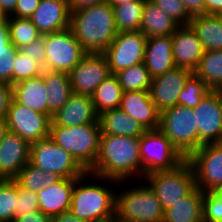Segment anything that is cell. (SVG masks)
Segmentation results:
<instances>
[{"instance_id":"obj_34","label":"cell","mask_w":222,"mask_h":222,"mask_svg":"<svg viewBox=\"0 0 222 222\" xmlns=\"http://www.w3.org/2000/svg\"><path fill=\"white\" fill-rule=\"evenodd\" d=\"M123 92L149 91L152 78L144 63H139L116 73Z\"/></svg>"},{"instance_id":"obj_50","label":"cell","mask_w":222,"mask_h":222,"mask_svg":"<svg viewBox=\"0 0 222 222\" xmlns=\"http://www.w3.org/2000/svg\"><path fill=\"white\" fill-rule=\"evenodd\" d=\"M52 222H88L74 216L70 211L55 215L52 217Z\"/></svg>"},{"instance_id":"obj_48","label":"cell","mask_w":222,"mask_h":222,"mask_svg":"<svg viewBox=\"0 0 222 222\" xmlns=\"http://www.w3.org/2000/svg\"><path fill=\"white\" fill-rule=\"evenodd\" d=\"M105 1L106 0H67L70 11H75L86 6H92Z\"/></svg>"},{"instance_id":"obj_39","label":"cell","mask_w":222,"mask_h":222,"mask_svg":"<svg viewBox=\"0 0 222 222\" xmlns=\"http://www.w3.org/2000/svg\"><path fill=\"white\" fill-rule=\"evenodd\" d=\"M43 72L44 68L41 65L18 50L13 66V84L41 76Z\"/></svg>"},{"instance_id":"obj_23","label":"cell","mask_w":222,"mask_h":222,"mask_svg":"<svg viewBox=\"0 0 222 222\" xmlns=\"http://www.w3.org/2000/svg\"><path fill=\"white\" fill-rule=\"evenodd\" d=\"M143 63L152 79L174 69L176 66L172 54V37L147 38Z\"/></svg>"},{"instance_id":"obj_55","label":"cell","mask_w":222,"mask_h":222,"mask_svg":"<svg viewBox=\"0 0 222 222\" xmlns=\"http://www.w3.org/2000/svg\"><path fill=\"white\" fill-rule=\"evenodd\" d=\"M216 16L218 17V19H219V21H220V23L222 25V12L216 14Z\"/></svg>"},{"instance_id":"obj_25","label":"cell","mask_w":222,"mask_h":222,"mask_svg":"<svg viewBox=\"0 0 222 222\" xmlns=\"http://www.w3.org/2000/svg\"><path fill=\"white\" fill-rule=\"evenodd\" d=\"M13 99L20 105L48 115L46 87L42 76L25 79L15 83Z\"/></svg>"},{"instance_id":"obj_53","label":"cell","mask_w":222,"mask_h":222,"mask_svg":"<svg viewBox=\"0 0 222 222\" xmlns=\"http://www.w3.org/2000/svg\"><path fill=\"white\" fill-rule=\"evenodd\" d=\"M131 1H135V0H106V2L112 7L118 6V5H121V4H124V3H128V2H131Z\"/></svg>"},{"instance_id":"obj_38","label":"cell","mask_w":222,"mask_h":222,"mask_svg":"<svg viewBox=\"0 0 222 222\" xmlns=\"http://www.w3.org/2000/svg\"><path fill=\"white\" fill-rule=\"evenodd\" d=\"M17 183L13 179H0V222H12L15 218Z\"/></svg>"},{"instance_id":"obj_24","label":"cell","mask_w":222,"mask_h":222,"mask_svg":"<svg viewBox=\"0 0 222 222\" xmlns=\"http://www.w3.org/2000/svg\"><path fill=\"white\" fill-rule=\"evenodd\" d=\"M101 134L140 138L146 131L141 124L121 108L98 115Z\"/></svg>"},{"instance_id":"obj_2","label":"cell","mask_w":222,"mask_h":222,"mask_svg":"<svg viewBox=\"0 0 222 222\" xmlns=\"http://www.w3.org/2000/svg\"><path fill=\"white\" fill-rule=\"evenodd\" d=\"M69 28L86 53H103L118 33L106 1L71 11Z\"/></svg>"},{"instance_id":"obj_9","label":"cell","mask_w":222,"mask_h":222,"mask_svg":"<svg viewBox=\"0 0 222 222\" xmlns=\"http://www.w3.org/2000/svg\"><path fill=\"white\" fill-rule=\"evenodd\" d=\"M29 162L43 171L54 172L61 178H79L87 173L70 153L50 137L30 144Z\"/></svg>"},{"instance_id":"obj_7","label":"cell","mask_w":222,"mask_h":222,"mask_svg":"<svg viewBox=\"0 0 222 222\" xmlns=\"http://www.w3.org/2000/svg\"><path fill=\"white\" fill-rule=\"evenodd\" d=\"M146 182L156 193L164 211L187 196L195 186V174L186 159L172 170L155 171L144 176Z\"/></svg>"},{"instance_id":"obj_15","label":"cell","mask_w":222,"mask_h":222,"mask_svg":"<svg viewBox=\"0 0 222 222\" xmlns=\"http://www.w3.org/2000/svg\"><path fill=\"white\" fill-rule=\"evenodd\" d=\"M198 126V148L222 142V92L212 90L193 108Z\"/></svg>"},{"instance_id":"obj_17","label":"cell","mask_w":222,"mask_h":222,"mask_svg":"<svg viewBox=\"0 0 222 222\" xmlns=\"http://www.w3.org/2000/svg\"><path fill=\"white\" fill-rule=\"evenodd\" d=\"M30 160V144L9 132L0 144V179H14Z\"/></svg>"},{"instance_id":"obj_11","label":"cell","mask_w":222,"mask_h":222,"mask_svg":"<svg viewBox=\"0 0 222 222\" xmlns=\"http://www.w3.org/2000/svg\"><path fill=\"white\" fill-rule=\"evenodd\" d=\"M187 160L195 174V186L202 192L222 187V142L202 145Z\"/></svg>"},{"instance_id":"obj_46","label":"cell","mask_w":222,"mask_h":222,"mask_svg":"<svg viewBox=\"0 0 222 222\" xmlns=\"http://www.w3.org/2000/svg\"><path fill=\"white\" fill-rule=\"evenodd\" d=\"M191 17L205 15V0H180Z\"/></svg>"},{"instance_id":"obj_40","label":"cell","mask_w":222,"mask_h":222,"mask_svg":"<svg viewBox=\"0 0 222 222\" xmlns=\"http://www.w3.org/2000/svg\"><path fill=\"white\" fill-rule=\"evenodd\" d=\"M202 221L222 222V187L213 192H204Z\"/></svg>"},{"instance_id":"obj_1","label":"cell","mask_w":222,"mask_h":222,"mask_svg":"<svg viewBox=\"0 0 222 222\" xmlns=\"http://www.w3.org/2000/svg\"><path fill=\"white\" fill-rule=\"evenodd\" d=\"M140 138L101 134L99 152L94 165L87 171L96 182L123 183L136 175L142 176ZM92 176V177H91Z\"/></svg>"},{"instance_id":"obj_51","label":"cell","mask_w":222,"mask_h":222,"mask_svg":"<svg viewBox=\"0 0 222 222\" xmlns=\"http://www.w3.org/2000/svg\"><path fill=\"white\" fill-rule=\"evenodd\" d=\"M18 0H0V9L8 16L14 11Z\"/></svg>"},{"instance_id":"obj_4","label":"cell","mask_w":222,"mask_h":222,"mask_svg":"<svg viewBox=\"0 0 222 222\" xmlns=\"http://www.w3.org/2000/svg\"><path fill=\"white\" fill-rule=\"evenodd\" d=\"M99 121L78 126L50 125V138L88 171L95 163L100 144Z\"/></svg>"},{"instance_id":"obj_8","label":"cell","mask_w":222,"mask_h":222,"mask_svg":"<svg viewBox=\"0 0 222 222\" xmlns=\"http://www.w3.org/2000/svg\"><path fill=\"white\" fill-rule=\"evenodd\" d=\"M139 147L143 179L155 171L177 168L186 160L158 128L146 130L140 137Z\"/></svg>"},{"instance_id":"obj_3","label":"cell","mask_w":222,"mask_h":222,"mask_svg":"<svg viewBox=\"0 0 222 222\" xmlns=\"http://www.w3.org/2000/svg\"><path fill=\"white\" fill-rule=\"evenodd\" d=\"M87 177L88 172L74 183L70 212L77 218L88 222H113L116 191L109 189L107 184V187L96 182L85 184L84 180Z\"/></svg>"},{"instance_id":"obj_20","label":"cell","mask_w":222,"mask_h":222,"mask_svg":"<svg viewBox=\"0 0 222 222\" xmlns=\"http://www.w3.org/2000/svg\"><path fill=\"white\" fill-rule=\"evenodd\" d=\"M51 119L50 125L71 127L95 123L98 114L90 96L73 93Z\"/></svg>"},{"instance_id":"obj_26","label":"cell","mask_w":222,"mask_h":222,"mask_svg":"<svg viewBox=\"0 0 222 222\" xmlns=\"http://www.w3.org/2000/svg\"><path fill=\"white\" fill-rule=\"evenodd\" d=\"M179 27L180 25L158 6L150 0L145 1L140 31L147 38L172 36Z\"/></svg>"},{"instance_id":"obj_37","label":"cell","mask_w":222,"mask_h":222,"mask_svg":"<svg viewBox=\"0 0 222 222\" xmlns=\"http://www.w3.org/2000/svg\"><path fill=\"white\" fill-rule=\"evenodd\" d=\"M212 90L198 76L192 73L186 80L182 89L178 105L188 108H195L203 98Z\"/></svg>"},{"instance_id":"obj_10","label":"cell","mask_w":222,"mask_h":222,"mask_svg":"<svg viewBox=\"0 0 222 222\" xmlns=\"http://www.w3.org/2000/svg\"><path fill=\"white\" fill-rule=\"evenodd\" d=\"M44 41L46 71L69 73L86 54L70 28L45 34Z\"/></svg>"},{"instance_id":"obj_33","label":"cell","mask_w":222,"mask_h":222,"mask_svg":"<svg viewBox=\"0 0 222 222\" xmlns=\"http://www.w3.org/2000/svg\"><path fill=\"white\" fill-rule=\"evenodd\" d=\"M145 1L135 0L113 7L118 32L140 30Z\"/></svg>"},{"instance_id":"obj_14","label":"cell","mask_w":222,"mask_h":222,"mask_svg":"<svg viewBox=\"0 0 222 222\" xmlns=\"http://www.w3.org/2000/svg\"><path fill=\"white\" fill-rule=\"evenodd\" d=\"M68 74L72 92L91 97L111 73L103 53H86Z\"/></svg>"},{"instance_id":"obj_6","label":"cell","mask_w":222,"mask_h":222,"mask_svg":"<svg viewBox=\"0 0 222 222\" xmlns=\"http://www.w3.org/2000/svg\"><path fill=\"white\" fill-rule=\"evenodd\" d=\"M158 129L186 159L198 149V126L192 108L176 105L163 110Z\"/></svg>"},{"instance_id":"obj_35","label":"cell","mask_w":222,"mask_h":222,"mask_svg":"<svg viewBox=\"0 0 222 222\" xmlns=\"http://www.w3.org/2000/svg\"><path fill=\"white\" fill-rule=\"evenodd\" d=\"M10 42L18 49L35 41L42 34L29 18L8 16Z\"/></svg>"},{"instance_id":"obj_45","label":"cell","mask_w":222,"mask_h":222,"mask_svg":"<svg viewBox=\"0 0 222 222\" xmlns=\"http://www.w3.org/2000/svg\"><path fill=\"white\" fill-rule=\"evenodd\" d=\"M40 0H18L14 11L9 15L18 18H30Z\"/></svg>"},{"instance_id":"obj_28","label":"cell","mask_w":222,"mask_h":222,"mask_svg":"<svg viewBox=\"0 0 222 222\" xmlns=\"http://www.w3.org/2000/svg\"><path fill=\"white\" fill-rule=\"evenodd\" d=\"M204 192L195 187L187 196L164 211L163 222H203Z\"/></svg>"},{"instance_id":"obj_29","label":"cell","mask_w":222,"mask_h":222,"mask_svg":"<svg viewBox=\"0 0 222 222\" xmlns=\"http://www.w3.org/2000/svg\"><path fill=\"white\" fill-rule=\"evenodd\" d=\"M189 26L196 33L204 51L222 50V25L216 15L194 16Z\"/></svg>"},{"instance_id":"obj_5","label":"cell","mask_w":222,"mask_h":222,"mask_svg":"<svg viewBox=\"0 0 222 222\" xmlns=\"http://www.w3.org/2000/svg\"><path fill=\"white\" fill-rule=\"evenodd\" d=\"M163 218L164 209L148 183L116 194L114 221L163 222Z\"/></svg>"},{"instance_id":"obj_52","label":"cell","mask_w":222,"mask_h":222,"mask_svg":"<svg viewBox=\"0 0 222 222\" xmlns=\"http://www.w3.org/2000/svg\"><path fill=\"white\" fill-rule=\"evenodd\" d=\"M8 127L5 119H0V144L4 140L5 135L8 133Z\"/></svg>"},{"instance_id":"obj_36","label":"cell","mask_w":222,"mask_h":222,"mask_svg":"<svg viewBox=\"0 0 222 222\" xmlns=\"http://www.w3.org/2000/svg\"><path fill=\"white\" fill-rule=\"evenodd\" d=\"M10 42L9 26L0 25V80L13 85V66L18 52Z\"/></svg>"},{"instance_id":"obj_47","label":"cell","mask_w":222,"mask_h":222,"mask_svg":"<svg viewBox=\"0 0 222 222\" xmlns=\"http://www.w3.org/2000/svg\"><path fill=\"white\" fill-rule=\"evenodd\" d=\"M12 222H52V217L40 210L30 212L28 215L15 217Z\"/></svg>"},{"instance_id":"obj_43","label":"cell","mask_w":222,"mask_h":222,"mask_svg":"<svg viewBox=\"0 0 222 222\" xmlns=\"http://www.w3.org/2000/svg\"><path fill=\"white\" fill-rule=\"evenodd\" d=\"M46 46L44 41V35L31 42L30 44L23 46L19 49L24 55L33 58L39 65H41L45 70L46 61Z\"/></svg>"},{"instance_id":"obj_54","label":"cell","mask_w":222,"mask_h":222,"mask_svg":"<svg viewBox=\"0 0 222 222\" xmlns=\"http://www.w3.org/2000/svg\"><path fill=\"white\" fill-rule=\"evenodd\" d=\"M8 15L0 9V25H7Z\"/></svg>"},{"instance_id":"obj_18","label":"cell","mask_w":222,"mask_h":222,"mask_svg":"<svg viewBox=\"0 0 222 222\" xmlns=\"http://www.w3.org/2000/svg\"><path fill=\"white\" fill-rule=\"evenodd\" d=\"M70 13L67 0H40L29 19L45 35L69 28Z\"/></svg>"},{"instance_id":"obj_42","label":"cell","mask_w":222,"mask_h":222,"mask_svg":"<svg viewBox=\"0 0 222 222\" xmlns=\"http://www.w3.org/2000/svg\"><path fill=\"white\" fill-rule=\"evenodd\" d=\"M39 210V199L37 193L21 188L17 184V202L15 209V217L28 215L30 212Z\"/></svg>"},{"instance_id":"obj_41","label":"cell","mask_w":222,"mask_h":222,"mask_svg":"<svg viewBox=\"0 0 222 222\" xmlns=\"http://www.w3.org/2000/svg\"><path fill=\"white\" fill-rule=\"evenodd\" d=\"M180 26H188L192 17L180 0H150Z\"/></svg>"},{"instance_id":"obj_49","label":"cell","mask_w":222,"mask_h":222,"mask_svg":"<svg viewBox=\"0 0 222 222\" xmlns=\"http://www.w3.org/2000/svg\"><path fill=\"white\" fill-rule=\"evenodd\" d=\"M222 12V0H205V14L216 15Z\"/></svg>"},{"instance_id":"obj_30","label":"cell","mask_w":222,"mask_h":222,"mask_svg":"<svg viewBox=\"0 0 222 222\" xmlns=\"http://www.w3.org/2000/svg\"><path fill=\"white\" fill-rule=\"evenodd\" d=\"M123 90L116 74L111 73L92 94V102L97 114L120 108Z\"/></svg>"},{"instance_id":"obj_32","label":"cell","mask_w":222,"mask_h":222,"mask_svg":"<svg viewBox=\"0 0 222 222\" xmlns=\"http://www.w3.org/2000/svg\"><path fill=\"white\" fill-rule=\"evenodd\" d=\"M61 177L54 172L43 171L28 162L13 179L21 188L38 192L49 184H54Z\"/></svg>"},{"instance_id":"obj_16","label":"cell","mask_w":222,"mask_h":222,"mask_svg":"<svg viewBox=\"0 0 222 222\" xmlns=\"http://www.w3.org/2000/svg\"><path fill=\"white\" fill-rule=\"evenodd\" d=\"M192 73L188 69L175 67L152 79L149 94L159 112L178 105L179 95Z\"/></svg>"},{"instance_id":"obj_19","label":"cell","mask_w":222,"mask_h":222,"mask_svg":"<svg viewBox=\"0 0 222 222\" xmlns=\"http://www.w3.org/2000/svg\"><path fill=\"white\" fill-rule=\"evenodd\" d=\"M171 37L175 66L193 72L205 52L196 33L189 25L180 26Z\"/></svg>"},{"instance_id":"obj_22","label":"cell","mask_w":222,"mask_h":222,"mask_svg":"<svg viewBox=\"0 0 222 222\" xmlns=\"http://www.w3.org/2000/svg\"><path fill=\"white\" fill-rule=\"evenodd\" d=\"M120 108L146 130L159 127L160 112L152 102L149 91L123 92Z\"/></svg>"},{"instance_id":"obj_31","label":"cell","mask_w":222,"mask_h":222,"mask_svg":"<svg viewBox=\"0 0 222 222\" xmlns=\"http://www.w3.org/2000/svg\"><path fill=\"white\" fill-rule=\"evenodd\" d=\"M211 90H222V50L205 51L193 71Z\"/></svg>"},{"instance_id":"obj_13","label":"cell","mask_w":222,"mask_h":222,"mask_svg":"<svg viewBox=\"0 0 222 222\" xmlns=\"http://www.w3.org/2000/svg\"><path fill=\"white\" fill-rule=\"evenodd\" d=\"M5 120L9 132L17 134L29 144L50 136L51 117L20 105L14 99Z\"/></svg>"},{"instance_id":"obj_44","label":"cell","mask_w":222,"mask_h":222,"mask_svg":"<svg viewBox=\"0 0 222 222\" xmlns=\"http://www.w3.org/2000/svg\"><path fill=\"white\" fill-rule=\"evenodd\" d=\"M13 99V87L10 83L0 80V119H5Z\"/></svg>"},{"instance_id":"obj_12","label":"cell","mask_w":222,"mask_h":222,"mask_svg":"<svg viewBox=\"0 0 222 222\" xmlns=\"http://www.w3.org/2000/svg\"><path fill=\"white\" fill-rule=\"evenodd\" d=\"M146 40L147 37L140 30L118 32L103 52L110 73L116 74L125 68L143 63Z\"/></svg>"},{"instance_id":"obj_21","label":"cell","mask_w":222,"mask_h":222,"mask_svg":"<svg viewBox=\"0 0 222 222\" xmlns=\"http://www.w3.org/2000/svg\"><path fill=\"white\" fill-rule=\"evenodd\" d=\"M77 179L61 178L38 191L39 210L50 217L70 211L72 191Z\"/></svg>"},{"instance_id":"obj_27","label":"cell","mask_w":222,"mask_h":222,"mask_svg":"<svg viewBox=\"0 0 222 222\" xmlns=\"http://www.w3.org/2000/svg\"><path fill=\"white\" fill-rule=\"evenodd\" d=\"M41 76L46 87L48 115L52 118L73 94L69 74L44 70Z\"/></svg>"}]
</instances>
